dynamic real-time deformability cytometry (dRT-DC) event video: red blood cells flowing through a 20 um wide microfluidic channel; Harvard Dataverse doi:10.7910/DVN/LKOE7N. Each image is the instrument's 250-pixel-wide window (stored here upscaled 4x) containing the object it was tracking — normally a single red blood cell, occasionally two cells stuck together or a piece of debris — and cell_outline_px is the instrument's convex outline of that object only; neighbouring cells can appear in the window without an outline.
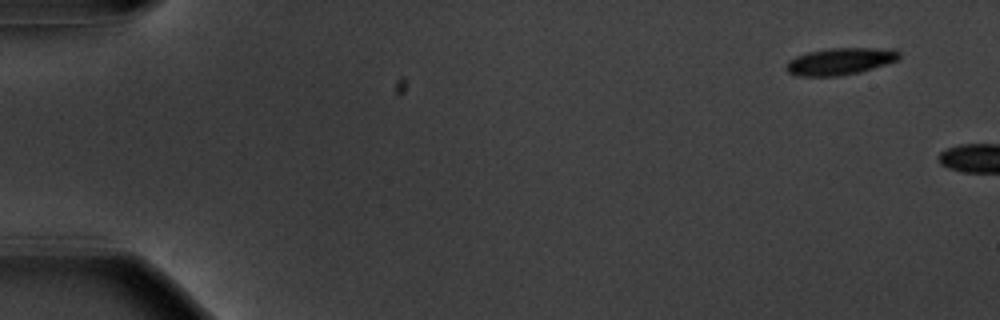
{"species": "common noctule bat (a hibernating species)", "species_latin": "Nyctalus noctula", "temperature_condition": "warm", "stored_images_in_passage": 4, "camera_frame_rate_fps": 3000, "um_per_image_px": 0.085, "animal": {"sex": "male", "body_mass_g": 20.1, "forearm_length_mm": 53.5}, "frame": {"image": 1, "passage_image": 1, "time_ms": 0.0, "image_size_px": [1000, 320], "cell_outline_px": [[900, 56], [896, 60], [860, 72], [840, 76], [796, 76], [788, 72], [784, 68], [788, 60], [796, 56], [808, 52], [828, 48], [872, 48], [900, 52]], "centroid_in_image_um": [71.3, 5.23], "position_along_channel_um": 13.7, "area_um2": 17.51}}